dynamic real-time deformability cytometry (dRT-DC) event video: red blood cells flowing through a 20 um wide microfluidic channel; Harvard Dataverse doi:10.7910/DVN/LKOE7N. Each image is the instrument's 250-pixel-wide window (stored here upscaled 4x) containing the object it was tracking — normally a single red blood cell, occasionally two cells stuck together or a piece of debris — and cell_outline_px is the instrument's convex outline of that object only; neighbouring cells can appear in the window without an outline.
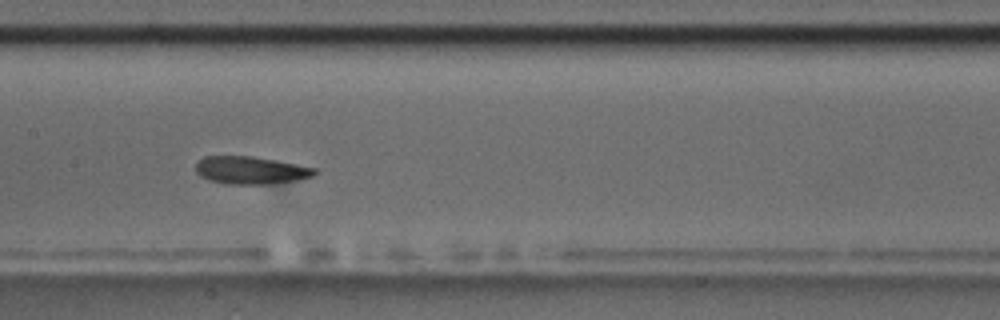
{"species": "common noctule bat (a hibernating species)", "species_latin": "Nyctalus noctula", "temperature_condition": "room temperature", "stored_images_in_passage": 17, "camera_frame_rate_fps": 3000, "um_per_image_px": 0.085, "animal": {"sex": "male", "body_mass_g": 17.5, "forearm_length_mm": 52.3}, "frame": {"image": 1, "passage_image": 8, "time_ms": 8.0, "image_size_px": [1000, 320], "cell_outline_px": [[316, 172], [312, 176], [296, 180], [268, 184], [224, 184], [208, 180], [200, 176], [196, 172], [196, 160], [204, 156], [252, 156], [316, 168]], "centroid_in_image_um": [21.23, 14.47], "position_along_channel_um": 186.2, "area_um2": 19.13}}
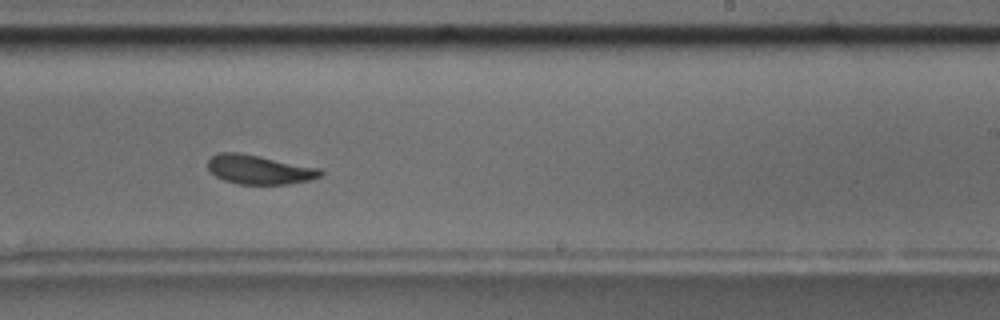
{"frame": {"image": 2, "passage_image": 10, "time_ms": 10.333, "image_size_px": [1000, 320], "cell_outline_px": [[324, 172], [320, 176], [308, 180], [288, 184], [240, 184], [224, 180], [216, 176], [208, 168], [208, 160], [212, 156], [220, 152], [240, 152], [320, 168]], "centroid_in_image_um": [22.03, 14.41], "position_along_channel_um": 267.0, "area_um2": 19.02}, "authors_computed_cell_mechanics": {"area_um2": 19.5364, "velocity_mm_per_s": 3.4761, "shape_relaxation_time_tau1_ms": 4.3191, "shape_relaxation_time_tau2_ms": 1.607, "deformation_change_tau1": 0.1096, "deformation_change_tau2": 0.0648}}